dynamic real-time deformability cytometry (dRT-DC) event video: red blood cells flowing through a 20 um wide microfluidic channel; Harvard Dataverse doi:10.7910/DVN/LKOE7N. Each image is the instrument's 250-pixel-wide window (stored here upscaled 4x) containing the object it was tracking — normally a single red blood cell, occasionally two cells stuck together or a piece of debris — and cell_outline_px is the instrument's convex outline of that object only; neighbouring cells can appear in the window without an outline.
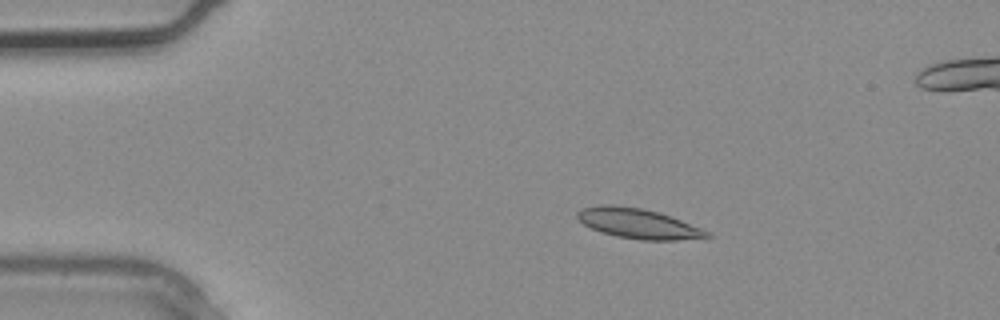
{"species": "common noctule bat (a hibernating species)", "species_latin": "Nyctalus noctula", "temperature_condition": "warm", "stored_images_in_passage": 3, "camera_frame_rate_fps": 3000, "um_per_image_px": 0.085, "animal": {"sex": "male", "body_mass_g": 20.4}, "frame": {"image": 1, "passage_image": 1, "time_ms": 0.0, "image_size_px": [1000, 320], "cell_outline_px": [[712, 236], [704, 240], [640, 240], [616, 236], [592, 228], [584, 224], [576, 216], [576, 212], [584, 208], [604, 204], [616, 204], [644, 208], [660, 212], [712, 232]], "centroid_in_image_um": [54.36, 19.01], "position_along_channel_um": 30.6, "area_um2": 23.06}}